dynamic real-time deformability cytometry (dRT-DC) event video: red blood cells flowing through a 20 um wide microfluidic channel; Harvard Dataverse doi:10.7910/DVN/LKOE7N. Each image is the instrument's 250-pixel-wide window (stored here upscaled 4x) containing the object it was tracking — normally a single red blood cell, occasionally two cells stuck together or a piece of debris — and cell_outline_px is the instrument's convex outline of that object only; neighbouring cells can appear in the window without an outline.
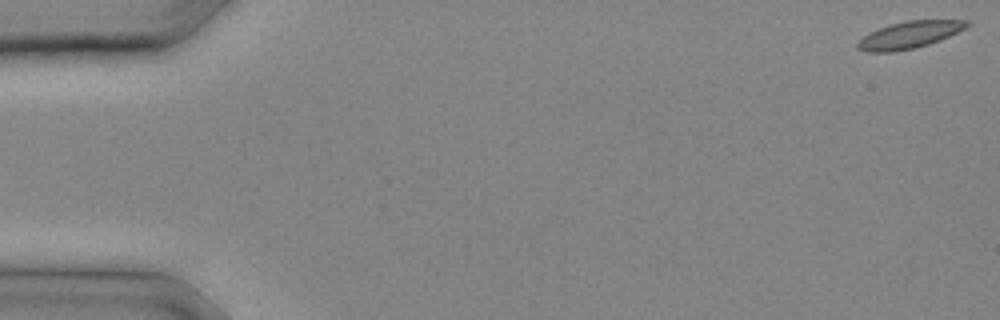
{"species": "common noctule bat (a hibernating species)", "species_latin": "Nyctalus noctula", "temperature_condition": "cold", "stored_images_in_passage": 8, "camera_frame_rate_fps": 3000, "um_per_image_px": 0.085, "animal": {"sex": "male", "body_mass_g": 20.4}, "frame": {"image": 1, "passage_image": 1, "time_ms": 0.0, "image_size_px": [1000, 320], "cell_outline_px": [[972, 24], [940, 40], [928, 44], [896, 52], [868, 52], [856, 48], [856, 44], [864, 36], [880, 28], [892, 24], [908, 20], [972, 20]], "centroid_in_image_um": [77.32, 2.96], "position_along_channel_um": 7.7, "area_um2": 16.94}}
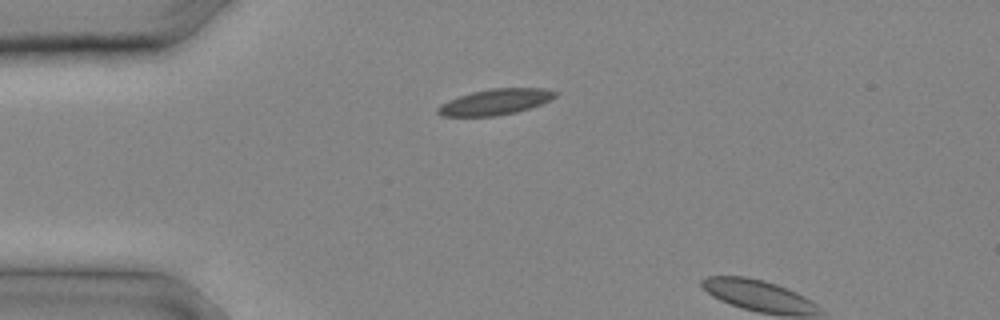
{"frame": {"image": 2, "passage_image": 7, "time_ms": 2.0, "image_size_px": [1000, 320], "cell_outline_px": [[560, 92], [556, 96], [540, 104], [516, 112], [496, 116], [440, 116], [436, 112], [436, 108], [440, 104], [448, 100], [472, 92], [492, 88], [544, 88]], "centroid_in_image_um": [42.07, 8.66], "position_along_channel_um": 42.9, "area_um2": 17.63}}